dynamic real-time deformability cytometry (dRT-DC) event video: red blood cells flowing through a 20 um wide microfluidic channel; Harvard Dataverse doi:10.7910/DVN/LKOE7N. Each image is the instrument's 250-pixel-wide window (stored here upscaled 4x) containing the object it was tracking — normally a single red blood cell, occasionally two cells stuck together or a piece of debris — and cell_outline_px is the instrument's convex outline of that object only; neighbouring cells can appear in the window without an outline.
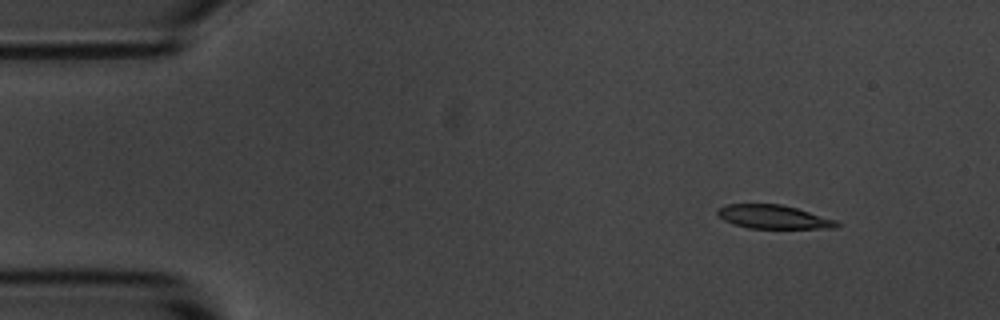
{"species": "common noctule bat (a hibernating species)", "species_latin": "Nyctalus noctula", "temperature_condition": "room temperature", "stored_images_in_passage": 8, "camera_frame_rate_fps": 3000, "um_per_image_px": 0.085, "animal": {"sex": "male", "body_mass_g": 20.1, "forearm_length_mm": 53.5}, "frame": {"image": 1, "passage_image": 2, "time_ms": 1.0, "image_size_px": [1000, 320], "cell_outline_px": [[840, 224], [836, 228], [748, 228], [732, 224], [724, 220], [716, 212], [716, 208], [724, 204], [780, 204], [796, 208], [836, 220]], "centroid_in_image_um": [65.69, 18.43], "position_along_channel_um": 19.3, "area_um2": 16.42}}
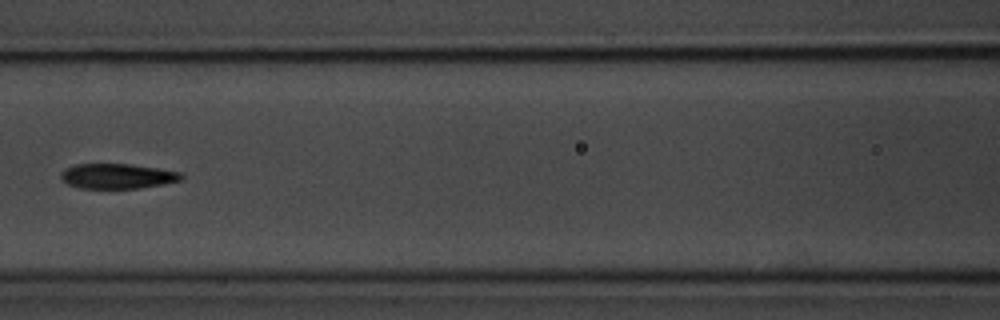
{"frame": {"image": 2, "passage_image": 7, "time_ms": 7.0, "image_size_px": [1000, 320], "cell_outline_px": [[184, 176], [180, 180], [140, 188], [80, 188], [68, 184], [60, 180], [60, 172], [64, 168], [76, 164], [128, 164], [156, 168], [180, 172]], "centroid_in_image_um": [9.9, 14.97], "position_along_channel_um": 156.7, "area_um2": 17.46}}
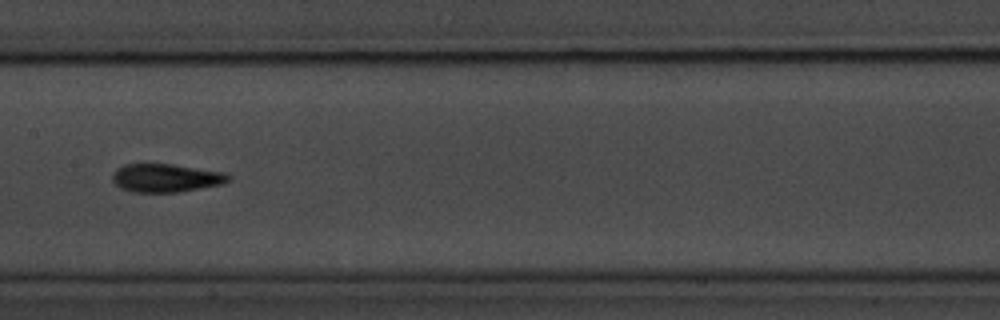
{"frame": {"image": 3, "passage_image": 8, "time_ms": 8.0, "image_size_px": [1000, 320], "cell_outline_px": [[232, 180], [224, 184], [176, 192], [132, 192], [120, 188], [112, 180], [112, 176], [116, 168], [124, 164], [172, 164], [224, 172], [232, 176]], "centroid_in_image_um": [14.12, 15.12], "position_along_channel_um": 193.3, "area_um2": 19.25}}